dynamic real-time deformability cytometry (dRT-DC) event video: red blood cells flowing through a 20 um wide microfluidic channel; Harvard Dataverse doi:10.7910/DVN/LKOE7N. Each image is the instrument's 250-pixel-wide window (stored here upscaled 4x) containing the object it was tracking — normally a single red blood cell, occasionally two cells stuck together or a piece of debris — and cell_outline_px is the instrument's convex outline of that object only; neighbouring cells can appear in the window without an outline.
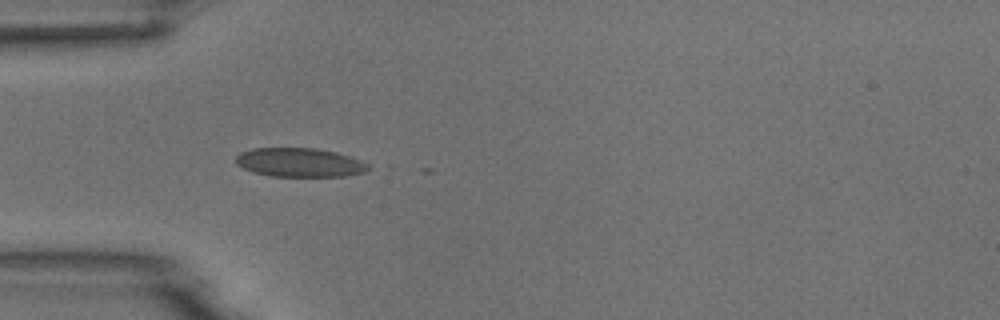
{"species": "common noctule bat (a hibernating species)", "species_latin": "Nyctalus noctula", "temperature_condition": "room temperature", "stored_images_in_passage": 4, "camera_frame_rate_fps": 3000, "um_per_image_px": 0.085, "animal": {"sex": "male", "body_mass_g": 18.8}, "frame": {"image": 1, "passage_image": 3, "time_ms": 3.333, "image_size_px": [1000, 320], "cell_outline_px": [[372, 168], [364, 172], [344, 176], [272, 176], [252, 172], [236, 164], [236, 156], [240, 152], [252, 148], [316, 148], [336, 152], [352, 156], [368, 164]], "centroid_in_image_um": [25.48, 13.8], "position_along_channel_um": 59.5, "area_um2": 22.43}}